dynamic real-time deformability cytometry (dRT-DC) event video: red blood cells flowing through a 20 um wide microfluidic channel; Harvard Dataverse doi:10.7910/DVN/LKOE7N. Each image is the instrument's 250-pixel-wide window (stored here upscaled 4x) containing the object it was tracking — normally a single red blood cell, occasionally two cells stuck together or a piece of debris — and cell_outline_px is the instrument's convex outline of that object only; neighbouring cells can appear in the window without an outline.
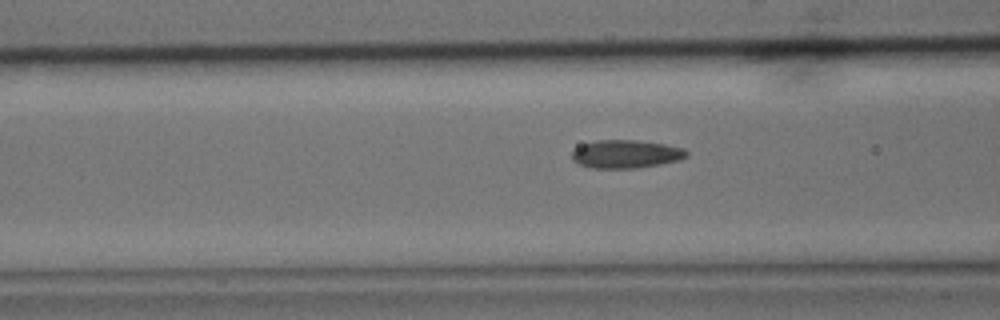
{"species": "common noctule bat (a hibernating species)", "species_latin": "Nyctalus noctula", "temperature_condition": "cold", "stored_images_in_passage": 39, "segment_of_instrument_passage": [1, 2], "camera_frame_rate_fps": 3000, "um_per_image_px": 0.085, "animal": {"sex": "male", "body_mass_g": 15.6}, "frame": {"image": 1, "passage_image": 5, "time_ms": 1.333, "image_size_px": [1000, 320], "cell_outline_px": [[688, 156], [680, 160], [660, 164], [636, 168], [592, 168], [580, 164], [572, 160], [572, 152], [576, 148], [584, 144], [596, 140], [636, 140], [664, 144], [684, 148], [688, 152]], "centroid_in_image_um": [53.22, 13.09], "position_along_channel_um": 113.4, "area_um2": 18.79}}
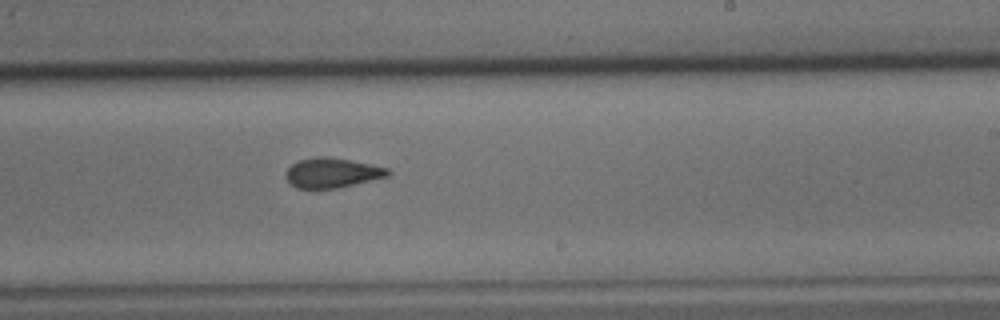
{"frame": {"image": 2, "passage_image": 17, "time_ms": 5.333, "image_size_px": [1000, 320], "cell_outline_px": [[392, 172], [388, 176], [336, 188], [296, 188], [284, 176], [284, 172], [292, 164], [300, 160], [316, 156], [328, 156], [372, 164], [388, 168]], "centroid_in_image_um": [28.22, 14.67], "position_along_channel_um": 260.8, "area_um2": 17.69}}
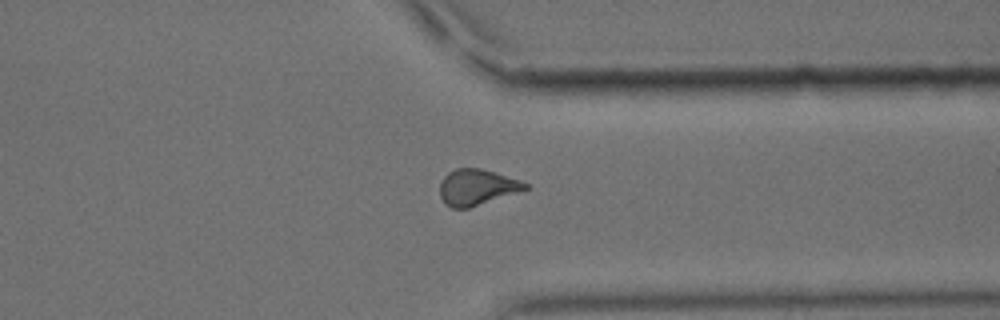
{"frame": {"image": 3, "passage_image": 26, "time_ms": 8.333, "image_size_px": [1000, 320], "cell_outline_px": [[528, 188], [468, 208], [452, 208], [444, 204], [440, 196], [440, 184], [444, 176], [448, 172], [456, 168], [480, 168], [496, 172], [520, 180], [528, 184]], "centroid_in_image_um": [40.49, 15.9], "position_along_channel_um": 370.9, "area_um2": 17.69}}